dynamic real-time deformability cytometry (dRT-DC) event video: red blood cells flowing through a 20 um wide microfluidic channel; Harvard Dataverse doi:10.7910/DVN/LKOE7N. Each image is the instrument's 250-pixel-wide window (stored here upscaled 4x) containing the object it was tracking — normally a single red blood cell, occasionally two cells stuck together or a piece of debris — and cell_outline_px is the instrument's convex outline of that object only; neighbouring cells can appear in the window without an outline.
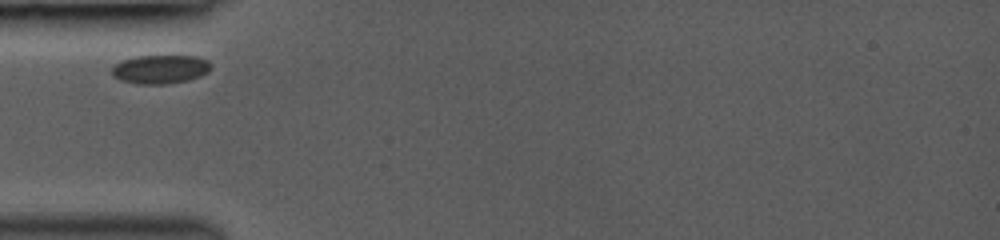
{"species": "common noctule bat (a hibernating species)", "species_latin": "Nyctalus noctula", "temperature_condition": "room temperature", "stored_images_in_passage": 30, "camera_frame_rate_fps": 3000, "um_per_image_px": 0.085, "animal": {"sex": "female", "body_mass_g": 19.0, "forearm_length_mm": 53.3}, "frame": {"image": 1, "passage_image": 1, "time_ms": 0.0, "image_size_px": [1000, 240], "cell_outline_px": [[212, 68], [208, 72], [200, 76], [188, 80], [164, 84], [136, 84], [120, 80], [112, 76], [112, 68], [120, 60], [136, 56], [196, 56], [208, 60], [212, 64]], "centroid_in_image_um": [13.63, 5.88], "position_along_channel_um": 71.4, "area_um2": 16.76}}
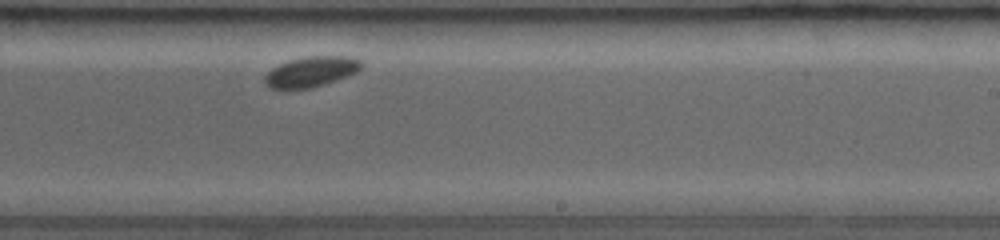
{"frame": {"image": 2, "passage_image": 17, "time_ms": 5.0, "image_size_px": [1000, 240], "cell_outline_px": [[364, 68], [356, 72], [336, 80], [324, 84], [308, 88], [268, 88], [264, 84], [264, 76], [272, 68], [288, 60], [308, 56], [352, 56], [360, 60], [364, 64]], "centroid_in_image_um": [26.47, 6.08], "position_along_channel_um": 262.5, "area_um2": 17.11}}
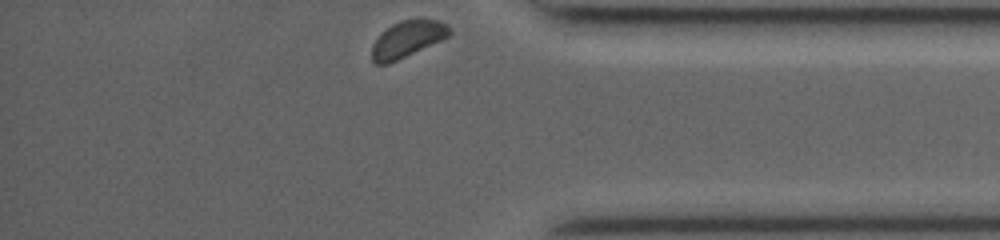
{"frame": {"image": 3, "passage_image": 30, "time_ms": 8.667, "image_size_px": [1000, 240], "cell_outline_px": [[452, 32], [448, 36], [440, 40], [388, 64], [376, 64], [372, 60], [372, 44], [392, 24], [400, 20], [424, 16], [440, 20], [448, 24], [452, 28]], "centroid_in_image_um": [34.69, 3.26], "position_along_channel_um": 400.5, "area_um2": 16.65}}